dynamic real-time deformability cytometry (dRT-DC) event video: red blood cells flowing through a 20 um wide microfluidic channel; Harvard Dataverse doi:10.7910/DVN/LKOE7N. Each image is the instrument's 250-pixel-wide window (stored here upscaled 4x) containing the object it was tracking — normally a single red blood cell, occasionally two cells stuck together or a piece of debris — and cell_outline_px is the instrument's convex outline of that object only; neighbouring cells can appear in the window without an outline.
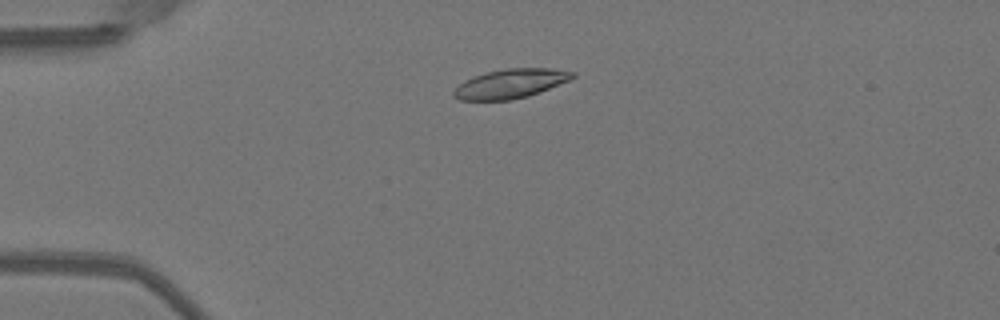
{"species": "Egyptian fruit bat (a non-hibernating species)", "species_latin": "Rousettus aegyptiacus", "temperature_condition": "warm", "stored_images_in_passage": 48, "camera_frame_rate_fps": 3000, "um_per_image_px": 0.085, "animal": {"sex": "female"}, "frame": {"image": 1, "passage_image": 10, "time_ms": 3.0, "image_size_px": [1000, 320], "cell_outline_px": [[576, 76], [568, 80], [540, 92], [528, 96], [512, 100], [460, 100], [452, 96], [452, 92], [464, 80], [488, 72], [504, 68], [552, 68], [576, 72]], "centroid_in_image_um": [43.4, 7.11], "position_along_channel_um": 41.6, "area_um2": 20.17}}
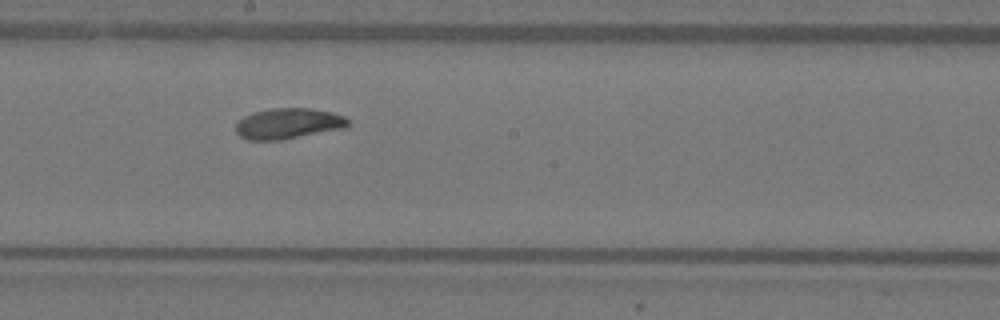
{"frame": {"image": 2, "passage_image": 26, "time_ms": 8.333, "image_size_px": [1000, 320], "cell_outline_px": [[352, 124], [344, 128], [280, 140], [248, 140], [240, 136], [236, 132], [236, 124], [244, 116], [252, 112], [272, 108], [312, 108], [332, 112], [344, 116]], "centroid_in_image_um": [24.51, 10.49], "position_along_channel_um": 223.7, "area_um2": 20.11}}
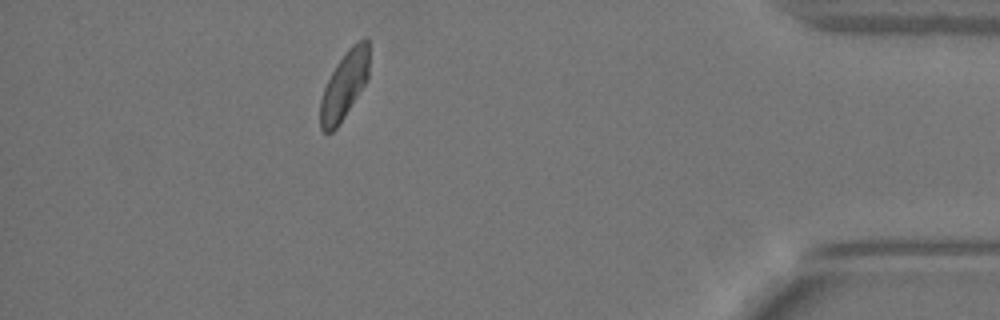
{"frame": {"image": 3, "passage_image": 43, "time_ms": 14.0, "image_size_px": [1000, 320], "cell_outline_px": [[368, 80], [336, 128], [332, 132], [324, 132], [320, 128], [320, 100], [324, 88], [336, 64], [348, 48], [356, 40], [364, 36], [368, 36]], "centroid_in_image_um": [29.27, 7.2], "position_along_channel_um": 405.9, "area_um2": 19.25}, "authors_computed_cell_mechanics": {"area_um2": 20.0277, "velocity_mm_per_s": 3.9957, "shape_relaxation_time_tau1_ms": 7.8657, "shape_relaxation_time_tau2_ms": 2.1094, "deformation_change_tau1": 0.1914, "deformation_change_tau2": 0.0659}}